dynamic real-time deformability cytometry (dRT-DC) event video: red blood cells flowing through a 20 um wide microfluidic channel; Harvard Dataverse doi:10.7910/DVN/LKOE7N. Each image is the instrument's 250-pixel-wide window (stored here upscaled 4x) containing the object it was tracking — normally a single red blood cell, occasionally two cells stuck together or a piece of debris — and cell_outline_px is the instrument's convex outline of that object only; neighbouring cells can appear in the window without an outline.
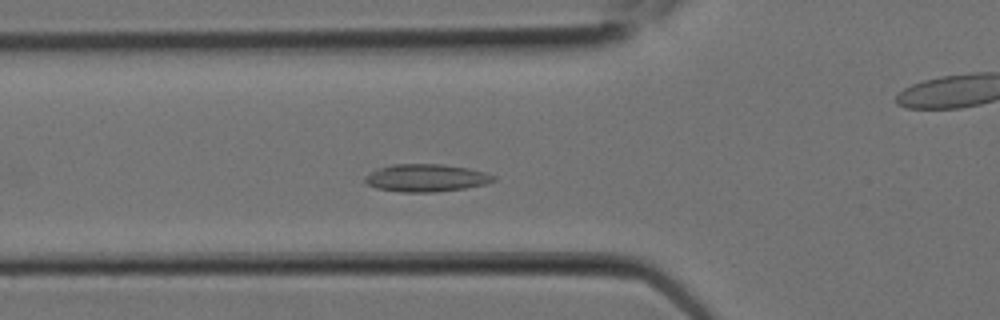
{"species": "Egyptian fruit bat (a non-hibernating species)", "species_latin": "Rousettus aegyptiacus", "temperature_condition": "room temperature", "stored_images_in_passage": 7, "segment_of_instrument_passage": [1, 2], "camera_frame_rate_fps": 3000, "um_per_image_px": 0.085, "animal": {"sex": "female"}, "frame": {"image": 1, "passage_image": 6, "time_ms": 1.667, "image_size_px": [1000, 320], "cell_outline_px": [[496, 180], [484, 184], [464, 188], [436, 192], [400, 192], [376, 188], [368, 184], [364, 180], [364, 176], [376, 168], [392, 164], [444, 164], [468, 168], [484, 172], [496, 176]], "centroid_in_image_um": [36.19, 15.11], "position_along_channel_um": 89.6, "area_um2": 20.75}}